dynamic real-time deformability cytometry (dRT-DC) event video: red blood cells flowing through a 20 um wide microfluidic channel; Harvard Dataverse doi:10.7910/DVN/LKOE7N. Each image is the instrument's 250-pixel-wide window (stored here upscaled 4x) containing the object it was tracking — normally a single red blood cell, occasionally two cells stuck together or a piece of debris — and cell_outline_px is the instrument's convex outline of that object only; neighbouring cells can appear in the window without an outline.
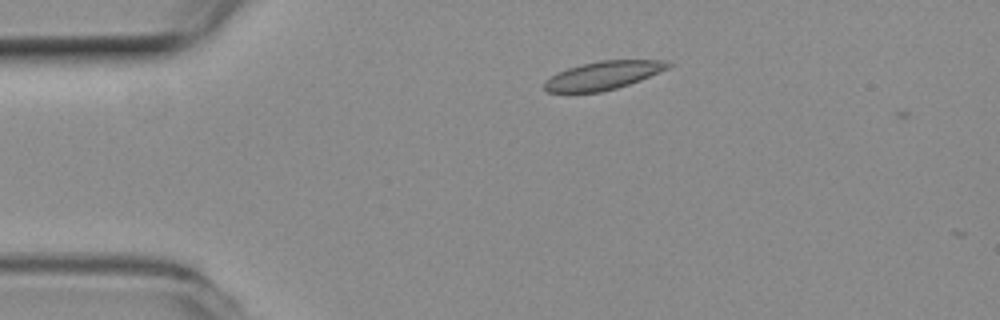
{"species": "common noctule bat (a hibernating species)", "species_latin": "Nyctalus noctula", "temperature_condition": "room temperature", "stored_images_in_passage": 3, "camera_frame_rate_fps": 3000, "um_per_image_px": 0.085, "animal": {"sex": "female", "body_mass_g": 19.3, "forearm_length_mm": 54.1}, "frame": {"image": 1, "passage_image": 2, "time_ms": 0.333, "image_size_px": [1000, 320], "cell_outline_px": [[672, 64], [668, 68], [640, 80], [616, 88], [600, 92], [548, 92], [544, 88], [544, 80], [556, 72], [580, 64], [600, 60], [668, 60]], "centroid_in_image_um": [51.24, 6.4], "position_along_channel_um": 33.8, "area_um2": 20.4}}